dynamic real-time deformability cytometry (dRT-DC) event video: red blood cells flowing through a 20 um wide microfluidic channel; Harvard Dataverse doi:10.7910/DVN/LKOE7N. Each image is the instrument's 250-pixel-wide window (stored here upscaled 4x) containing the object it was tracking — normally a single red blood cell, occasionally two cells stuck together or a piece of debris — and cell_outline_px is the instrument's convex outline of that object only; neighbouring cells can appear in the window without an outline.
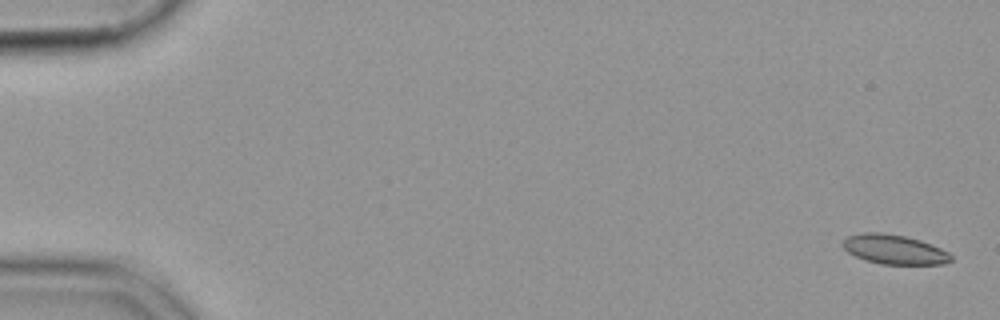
{"species": "common noctule bat (a hibernating species)", "species_latin": "Nyctalus noctula", "temperature_condition": "cold", "stored_images_in_passage": 55, "camera_frame_rate_fps": 3000, "um_per_image_px": 0.085, "animal": {"sex": "female", "body_mass_g": 19.9}, "frame": {"image": 1, "passage_image": 1, "time_ms": 0.0, "image_size_px": [1000, 320], "cell_outline_px": [[952, 260], [944, 264], [880, 264], [864, 260], [848, 252], [840, 244], [848, 236], [860, 232], [884, 232], [904, 236], [920, 240], [940, 248], [948, 252], [952, 256]], "centroid_in_image_um": [75.98, 21.2], "position_along_channel_um": 9.0, "area_um2": 18.67}}
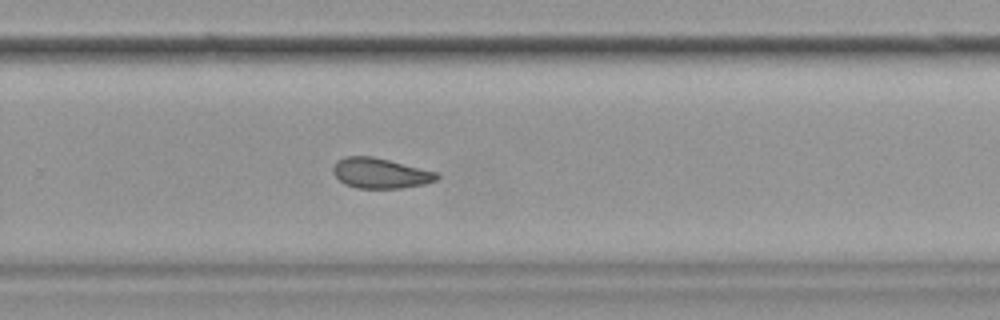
{"frame": {"image": 2, "passage_image": 37, "time_ms": 12.0, "image_size_px": [1000, 320], "cell_outline_px": [[440, 176], [436, 180], [424, 184], [400, 188], [356, 188], [344, 184], [332, 172], [332, 168], [336, 160], [344, 156], [372, 156], [436, 172]], "centroid_in_image_um": [32.27, 14.72], "position_along_channel_um": 297.5, "area_um2": 18.21}}
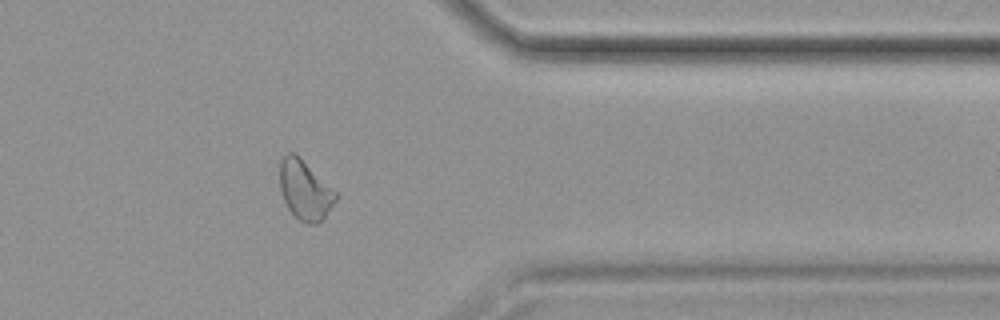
{"frame": {"image": 3, "passage_image": 45, "time_ms": 14.667, "image_size_px": [1000, 320], "cell_outline_px": [[336, 200], [324, 220], [316, 224], [304, 224], [288, 208], [284, 200], [280, 188], [280, 160], [288, 152], [292, 152], [336, 192]], "centroid_in_image_um": [25.91, 16.22], "position_along_channel_um": 385.5, "area_um2": 18.84}}